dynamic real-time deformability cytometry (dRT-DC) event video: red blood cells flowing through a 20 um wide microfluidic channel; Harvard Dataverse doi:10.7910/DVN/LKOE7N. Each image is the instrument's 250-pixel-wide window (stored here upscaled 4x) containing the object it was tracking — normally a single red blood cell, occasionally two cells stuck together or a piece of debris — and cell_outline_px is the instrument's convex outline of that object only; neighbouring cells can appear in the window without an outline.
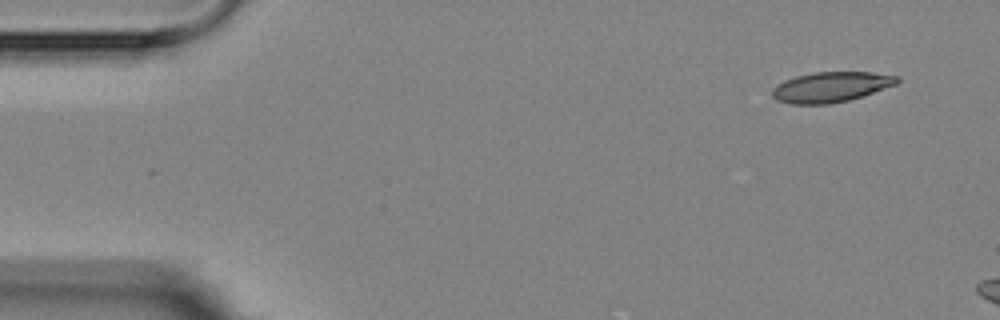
{"species": "Egyptian fruit bat (a non-hibernating species)", "species_latin": "Rousettus aegyptiacus", "temperature_condition": "room temperature", "stored_images_in_passage": 3, "camera_frame_rate_fps": 3000, "um_per_image_px": 0.085, "animal": {"sex": "female"}, "frame": {"image": 1, "passage_image": 1, "time_ms": 0.0, "image_size_px": [1000, 320], "cell_outline_px": [[900, 80], [896, 84], [848, 100], [828, 104], [792, 104], [776, 100], [772, 96], [772, 88], [784, 80], [796, 76], [812, 72], [872, 72], [900, 76]], "centroid_in_image_um": [70.6, 7.38], "position_along_channel_um": 14.4, "area_um2": 21.91}}